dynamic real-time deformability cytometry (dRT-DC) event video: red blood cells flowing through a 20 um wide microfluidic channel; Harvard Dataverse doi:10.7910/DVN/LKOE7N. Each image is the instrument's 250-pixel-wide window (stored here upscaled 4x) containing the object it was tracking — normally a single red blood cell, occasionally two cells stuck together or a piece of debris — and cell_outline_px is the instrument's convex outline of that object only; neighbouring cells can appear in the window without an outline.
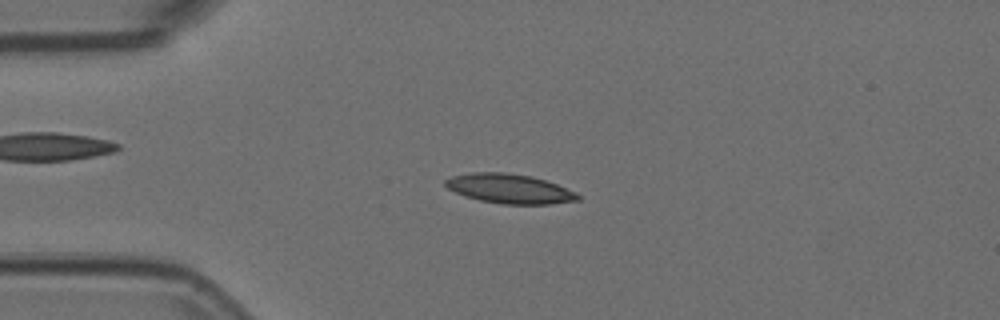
{"species": "Egyptian fruit bat (a non-hibernating species)", "species_latin": "Rousettus aegyptiacus", "temperature_condition": "room temperature", "stored_images_in_passage": 53, "camera_frame_rate_fps": 3000, "um_per_image_px": 0.085, "animal": {"sex": "female"}, "frame": {"image": 1, "passage_image": 12, "time_ms": 3.667, "image_size_px": [1000, 320], "cell_outline_px": [[580, 200], [548, 204], [500, 204], [480, 200], [464, 196], [448, 188], [444, 184], [444, 180], [452, 176], [468, 172], [504, 172], [532, 176], [556, 184], [576, 192], [580, 196]], "centroid_in_image_um": [43.29, 16.03], "position_along_channel_um": 41.7, "area_um2": 22.77}}
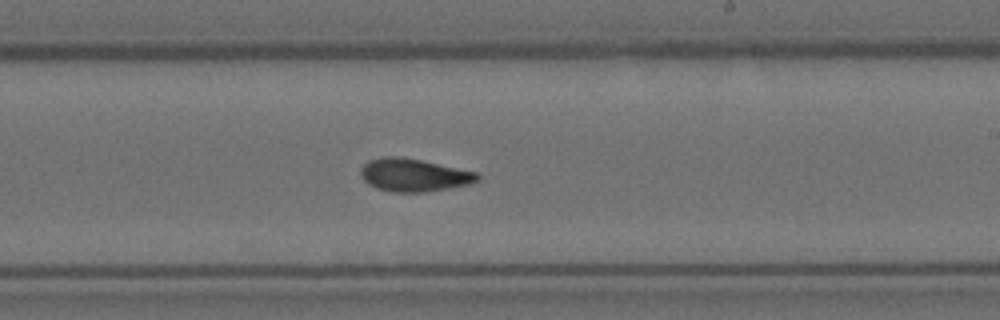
{"frame": {"image": 2, "passage_image": 31, "time_ms": 10.0, "image_size_px": [1000, 320], "cell_outline_px": [[480, 180], [472, 184], [424, 192], [392, 192], [376, 188], [368, 184], [360, 176], [360, 168], [368, 160], [380, 156], [400, 156], [480, 172]], "centroid_in_image_um": [35.19, 14.87], "position_along_channel_um": 253.8, "area_um2": 22.72}}
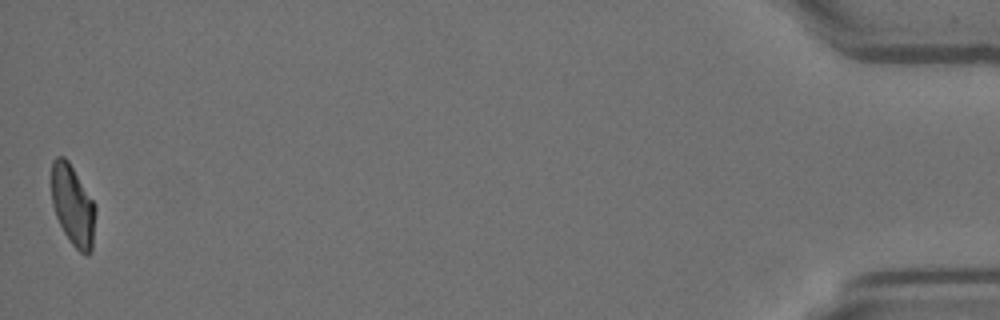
{"frame": {"image": 3, "passage_image": 53, "time_ms": 17.333, "image_size_px": [1000, 320], "cell_outline_px": [[96, 212], [92, 252], [88, 256], [84, 256], [72, 244], [64, 232], [56, 216], [52, 204], [52, 160], [56, 156], [64, 156], [68, 160], [96, 204]], "centroid_in_image_um": [6.22, 17.48], "position_along_channel_um": 429.0, "area_um2": 20.92}, "authors_computed_cell_mechanics": {"area_um2": 21.675, "velocity_mm_per_s": 3.7154, "shape_relaxation_time_tau1_ms": 7.6856, "shape_relaxation_time_tau2_ms": 2.5353, "deformation_change_tau1": 0.1903, "deformation_change_tau2": 0.0822}}